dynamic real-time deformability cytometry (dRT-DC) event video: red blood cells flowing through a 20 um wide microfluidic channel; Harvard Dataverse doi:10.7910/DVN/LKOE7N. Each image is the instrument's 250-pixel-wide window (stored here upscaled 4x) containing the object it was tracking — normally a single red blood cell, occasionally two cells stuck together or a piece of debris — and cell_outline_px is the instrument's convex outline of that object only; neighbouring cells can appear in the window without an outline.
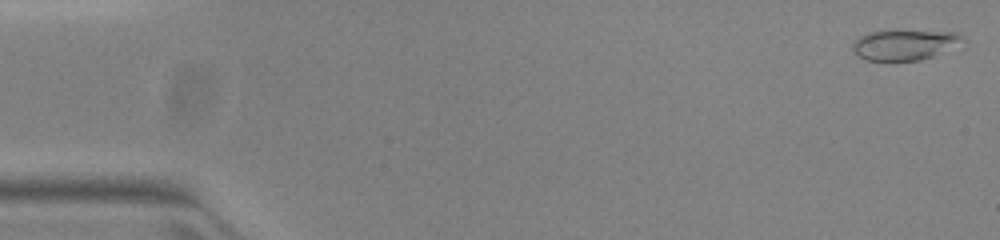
{"species": "common noctule bat (a hibernating species)", "species_latin": "Nyctalus noctula", "temperature_condition": "warm", "stored_images_in_passage": 51, "camera_frame_rate_fps": 3000, "um_per_image_px": 0.085, "animal": {"sex": "female", "body_mass_g": 23.0, "forearm_length_mm": 53.4}, "frame": {"image": 1, "passage_image": 1, "time_ms": 0.0, "image_size_px": [1000, 240], "cell_outline_px": [[968, 44], [920, 60], [864, 60], [856, 56], [852, 52], [852, 44], [860, 36], [872, 32], [896, 28], [956, 32], [964, 36], [968, 40]], "centroid_in_image_um": [77.0, 3.76], "position_along_channel_um": 8.0, "area_um2": 20.69}}
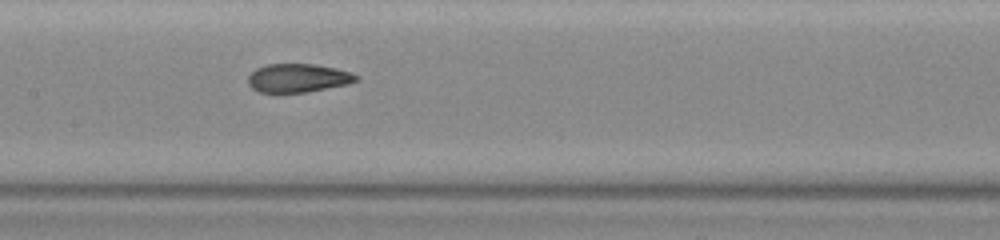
{"frame": {"image": 2, "passage_image": 25, "time_ms": 8.0, "image_size_px": [1000, 240], "cell_outline_px": [[360, 80], [348, 84], [304, 92], [260, 92], [252, 88], [248, 84], [248, 76], [256, 68], [268, 64], [312, 64], [336, 68], [352, 72], [360, 76]], "centroid_in_image_um": [25.36, 6.62], "position_along_channel_um": 182.0, "area_um2": 17.98}}
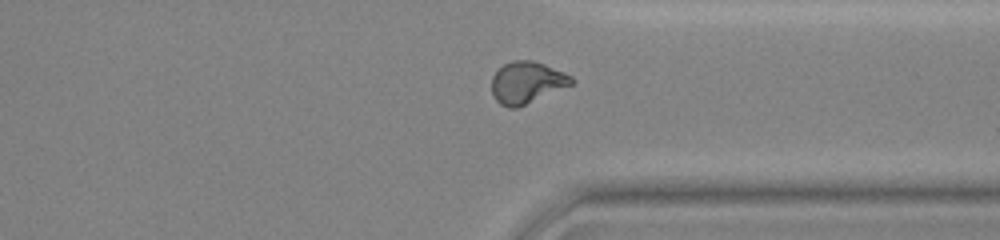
{"frame": {"image": 3, "passage_image": 39, "time_ms": 12.667, "image_size_px": [1000, 240], "cell_outline_px": [[576, 84], [516, 108], [508, 108], [500, 104], [492, 96], [492, 76], [504, 64], [512, 60], [532, 60], [544, 64], [564, 72], [572, 76], [576, 80]], "centroid_in_image_um": [44.82, 7.02], "position_along_channel_um": 366.6, "area_um2": 19.71}, "authors_computed_cell_mechanics": {"area_um2": 18.9006, "velocity_mm_per_s": 3.9684, "shape_relaxation_time_tau1_ms": null, "shape_relaxation_time_tau2_ms": 1.0824, "deformation_change_tau1": null, "deformation_change_tau2": 0.0621}}